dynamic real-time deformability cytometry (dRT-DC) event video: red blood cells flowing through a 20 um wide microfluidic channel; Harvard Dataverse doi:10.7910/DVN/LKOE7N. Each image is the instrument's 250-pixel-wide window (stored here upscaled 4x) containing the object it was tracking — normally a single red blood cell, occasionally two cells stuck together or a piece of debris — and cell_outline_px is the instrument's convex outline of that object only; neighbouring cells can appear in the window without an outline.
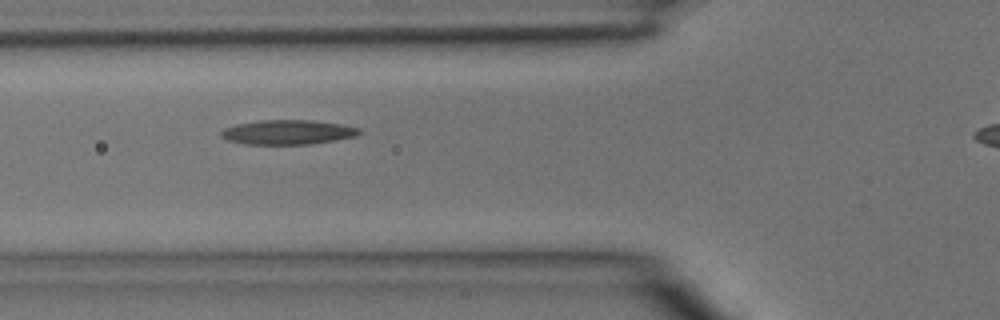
{"species": "common noctule bat (a hibernating species)", "species_latin": "Nyctalus noctula", "temperature_condition": "room temperature", "stored_images_in_passage": 6, "camera_frame_rate_fps": 3000, "um_per_image_px": 0.085, "animal": {"sex": "male", "body_mass_g": 15.6}, "frame": {"image": 1, "passage_image": 5, "time_ms": 1.333, "image_size_px": [1000, 320], "cell_outline_px": [[364, 132], [356, 136], [336, 140], [312, 144], [244, 144], [228, 140], [220, 136], [220, 132], [224, 128], [236, 124], [260, 120], [312, 120], [340, 124], [360, 128]], "centroid_in_image_um": [24.48, 11.23], "position_along_channel_um": 101.3, "area_um2": 19.88}}